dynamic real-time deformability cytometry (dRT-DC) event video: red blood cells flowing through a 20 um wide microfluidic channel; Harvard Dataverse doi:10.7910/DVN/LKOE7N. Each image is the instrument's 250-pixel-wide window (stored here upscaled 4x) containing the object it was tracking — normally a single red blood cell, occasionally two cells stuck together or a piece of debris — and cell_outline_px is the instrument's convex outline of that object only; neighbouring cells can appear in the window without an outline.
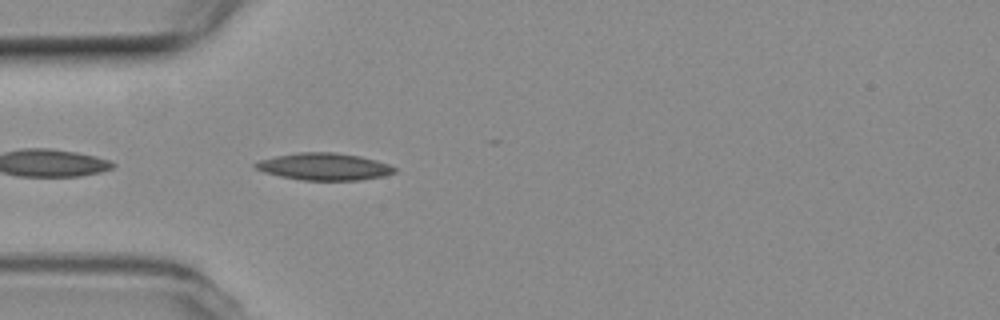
{"species": "common noctule bat (a hibernating species)", "species_latin": "Nyctalus noctula", "temperature_condition": "room temperature", "stored_images_in_passage": 18, "camera_frame_rate_fps": 3000, "um_per_image_px": 0.085, "animal": {"sex": "female", "body_mass_g": 19.3, "forearm_length_mm": 54.1}, "frame": {"image": 1, "passage_image": 2, "time_ms": 0.333, "image_size_px": [1000, 320], "cell_outline_px": [[396, 172], [384, 176], [360, 180], [304, 180], [280, 176], [264, 172], [256, 168], [252, 164], [260, 160], [276, 156], [296, 152], [332, 152], [360, 156], [376, 160], [388, 164], [396, 168]], "centroid_in_image_um": [27.56, 14.16], "position_along_channel_um": 57.4, "area_um2": 21.91}}
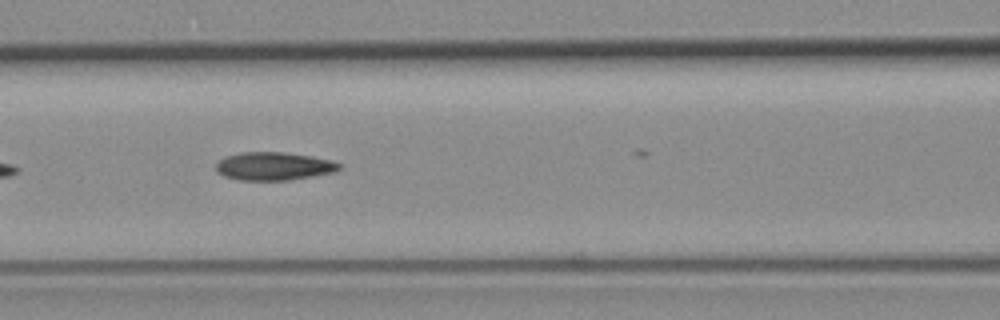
{"frame": {"image": 2, "passage_image": 9, "time_ms": 2.667, "image_size_px": [1000, 320], "cell_outline_px": [[340, 168], [336, 172], [288, 180], [240, 180], [224, 176], [216, 172], [216, 164], [224, 156], [244, 152], [284, 152], [312, 156], [332, 160], [340, 164]], "centroid_in_image_um": [23.27, 14.12], "position_along_channel_um": 143.3, "area_um2": 20.23}}
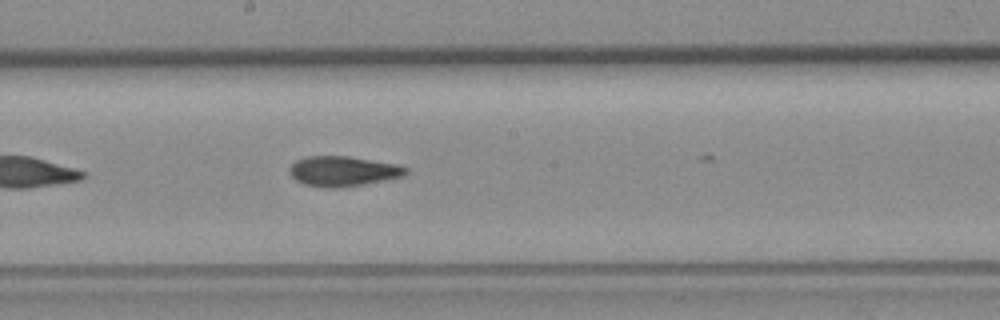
{"frame": {"image": 3, "passage_image": 15, "time_ms": 4.667, "image_size_px": [1000, 320], "cell_outline_px": [[408, 172], [404, 176], [364, 184], [340, 188], [324, 188], [304, 184], [296, 180], [292, 176], [292, 164], [296, 160], [308, 156], [348, 156], [396, 164], [408, 168]], "centroid_in_image_um": [29.18, 14.56], "position_along_channel_um": 219.0, "area_um2": 20.23}}